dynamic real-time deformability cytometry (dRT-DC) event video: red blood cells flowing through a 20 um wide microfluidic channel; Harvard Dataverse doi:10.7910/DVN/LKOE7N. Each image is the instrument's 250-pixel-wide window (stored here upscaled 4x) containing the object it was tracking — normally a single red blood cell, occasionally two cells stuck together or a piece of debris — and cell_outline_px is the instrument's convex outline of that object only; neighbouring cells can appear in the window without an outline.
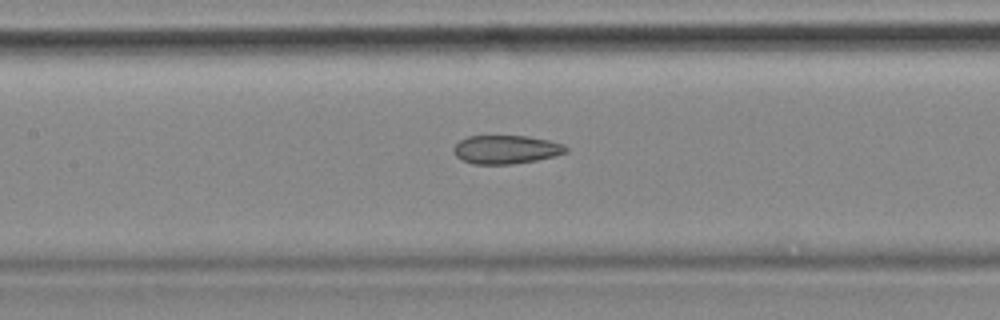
{"species": "common noctule bat (a hibernating species)", "species_latin": "Nyctalus noctula", "temperature_condition": "cold", "stored_images_in_passage": 56, "camera_frame_rate_fps": 3000, "um_per_image_px": 0.085, "animal": {"sex": "female", "body_mass_g": 18.4}, "frame": {"image": 1, "passage_image": 25, "time_ms": 8.0, "image_size_px": [1000, 320], "cell_outline_px": [[568, 152], [556, 156], [536, 160], [512, 164], [472, 164], [456, 156], [452, 148], [460, 140], [468, 136], [528, 136], [548, 140], [564, 144], [568, 148]], "centroid_in_image_um": [43.04, 12.71], "position_along_channel_um": 164.4, "area_um2": 18.73}, "authors_computed_cell_mechanics": {"area_um2": 20.3167, "velocity_mm_per_s": 3.5433, "shape_relaxation_time_tau1_ms": null, "shape_relaxation_time_tau2_ms": 2.4866, "deformation_change_tau1": null, "deformation_change_tau2": 0.0854}}